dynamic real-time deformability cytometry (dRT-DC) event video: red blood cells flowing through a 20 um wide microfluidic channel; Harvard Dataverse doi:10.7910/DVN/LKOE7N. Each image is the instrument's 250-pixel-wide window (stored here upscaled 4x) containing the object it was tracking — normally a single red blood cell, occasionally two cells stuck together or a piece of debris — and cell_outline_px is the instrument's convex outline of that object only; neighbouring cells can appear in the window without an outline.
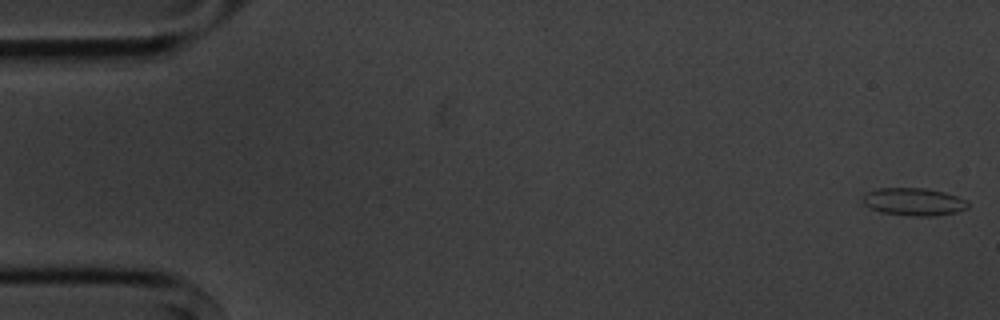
{"species": "common noctule bat (a hibernating species)", "species_latin": "Nyctalus noctula", "temperature_condition": "cold", "stored_images_in_passage": 5, "camera_frame_rate_fps": 3000, "um_per_image_px": 0.085, "animal": {"sex": "male", "body_mass_g": 20.1, "forearm_length_mm": 53.5}, "frame": {"image": 1, "passage_image": 1, "time_ms": 0.0, "image_size_px": [1000, 320], "cell_outline_px": [[968, 208], [956, 212], [936, 216], [912, 216], [880, 212], [864, 204], [864, 196], [868, 192], [880, 188], [924, 188], [944, 192], [968, 200]], "centroid_in_image_um": [77.72, 17.16], "position_along_channel_um": 7.3, "area_um2": 16.82}}
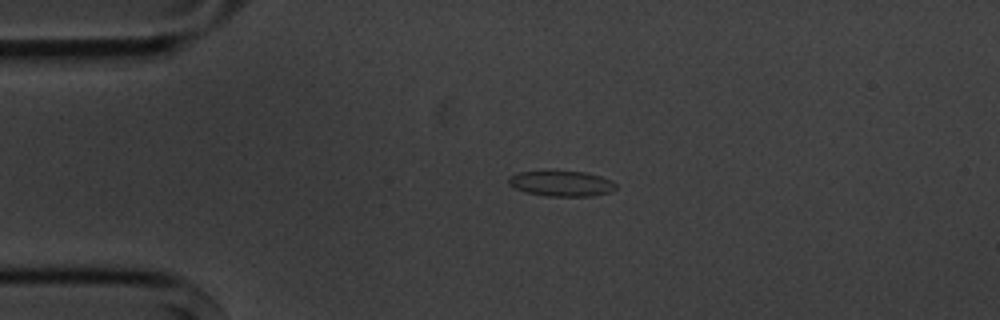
{"frame": {"image": 2, "passage_image": 4, "time_ms": 3.667, "image_size_px": [1000, 320], "cell_outline_px": [[616, 188], [608, 192], [592, 196], [548, 196], [524, 192], [508, 184], [508, 176], [520, 172], [584, 172], [600, 176], [616, 184]], "centroid_in_image_um": [47.69, 15.61], "position_along_channel_um": 37.3, "area_um2": 15.55}}